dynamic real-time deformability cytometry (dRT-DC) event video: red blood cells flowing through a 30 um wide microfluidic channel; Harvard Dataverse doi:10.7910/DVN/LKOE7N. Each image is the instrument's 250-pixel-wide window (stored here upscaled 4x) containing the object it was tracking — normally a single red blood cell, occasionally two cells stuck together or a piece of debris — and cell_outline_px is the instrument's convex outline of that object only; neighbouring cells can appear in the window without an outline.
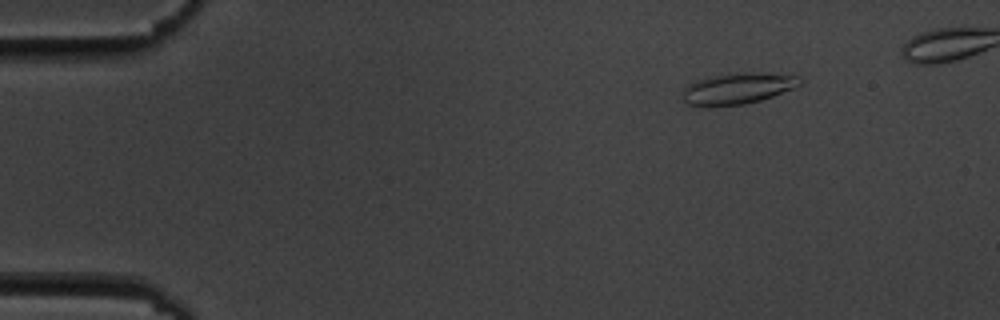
{"species": "common noctule bat (a hibernating species)", "species_latin": "Nyctalus noctula", "temperature_condition": "cold", "stored_images_in_passage": 52, "camera_frame_rate_fps": 3000, "um_per_image_px": 0.085, "animal": {"sex": "male", "body_mass_g": 19.5, "forearm_length_mm": 54.6}, "frame": {"image": 1, "passage_image": 8, "time_ms": 2.333, "image_size_px": [1000, 320], "cell_outline_px": [[804, 84], [796, 88], [760, 100], [744, 104], [688, 104], [684, 100], [684, 88], [688, 84], [696, 80], [744, 72], [760, 72], [800, 76], [804, 80]], "centroid_in_image_um": [62.86, 7.48], "position_along_channel_um": 22.1, "area_um2": 20.69}}
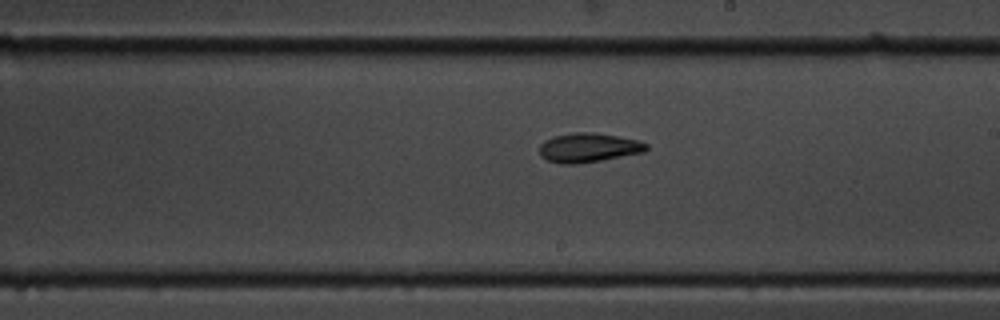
{"frame": {"image": 2, "passage_image": 33, "time_ms": 10.667, "image_size_px": [1000, 320], "cell_outline_px": [[648, 148], [644, 152], [600, 160], [572, 164], [560, 164], [548, 160], [540, 156], [540, 144], [544, 140], [552, 136], [576, 132], [588, 132], [616, 136], [636, 140], [648, 144]], "centroid_in_image_um": [49.98, 12.55], "position_along_channel_um": 239.0, "area_um2": 17.98}}
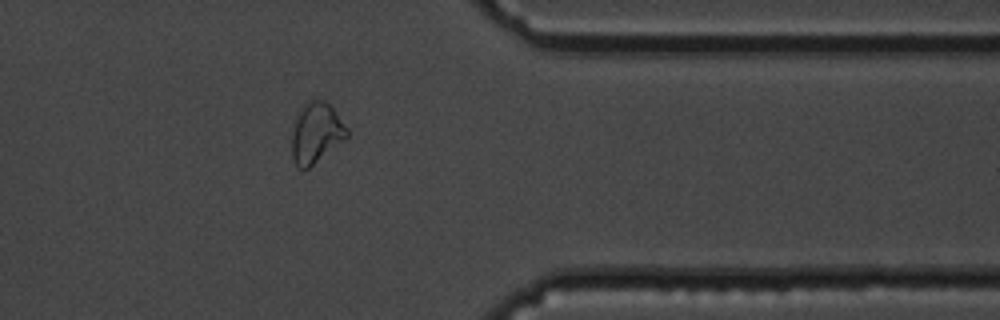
{"frame": {"image": 3, "passage_image": 46, "time_ms": 15.0, "image_size_px": [1000, 320], "cell_outline_px": [[348, 136], [308, 168], [300, 168], [296, 164], [292, 156], [292, 132], [296, 120], [300, 112], [308, 100], [324, 100], [336, 112], [348, 128]], "centroid_in_image_um": [26.88, 11.29], "position_along_channel_um": 384.5, "area_um2": 18.79}}